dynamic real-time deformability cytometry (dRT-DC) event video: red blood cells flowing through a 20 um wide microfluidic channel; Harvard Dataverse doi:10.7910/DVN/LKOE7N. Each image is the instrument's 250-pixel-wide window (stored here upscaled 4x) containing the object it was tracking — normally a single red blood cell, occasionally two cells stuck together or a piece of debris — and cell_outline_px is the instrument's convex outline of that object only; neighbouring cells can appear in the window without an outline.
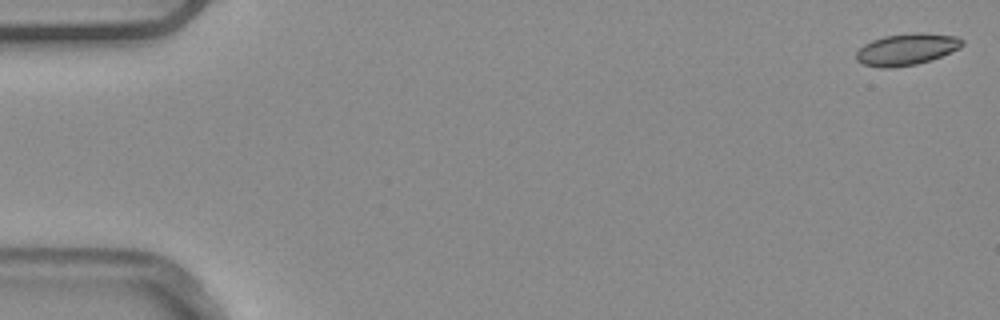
{"species": "common noctule bat (a hibernating species)", "species_latin": "Nyctalus noctula", "temperature_condition": "warm", "stored_images_in_passage": 12, "camera_frame_rate_fps": 3000, "um_per_image_px": 0.085, "animal": {"sex": "male", "body_mass_g": 20.4}, "frame": {"image": 1, "passage_image": 1, "time_ms": 0.0, "image_size_px": [1000, 320], "cell_outline_px": [[964, 44], [960, 48], [932, 60], [916, 64], [892, 68], [880, 68], [864, 64], [856, 60], [856, 52], [864, 44], [872, 40], [884, 36], [920, 32], [924, 32], [956, 36], [964, 40]], "centroid_in_image_um": [77.08, 4.19], "position_along_channel_um": 7.9, "area_um2": 19.65}}